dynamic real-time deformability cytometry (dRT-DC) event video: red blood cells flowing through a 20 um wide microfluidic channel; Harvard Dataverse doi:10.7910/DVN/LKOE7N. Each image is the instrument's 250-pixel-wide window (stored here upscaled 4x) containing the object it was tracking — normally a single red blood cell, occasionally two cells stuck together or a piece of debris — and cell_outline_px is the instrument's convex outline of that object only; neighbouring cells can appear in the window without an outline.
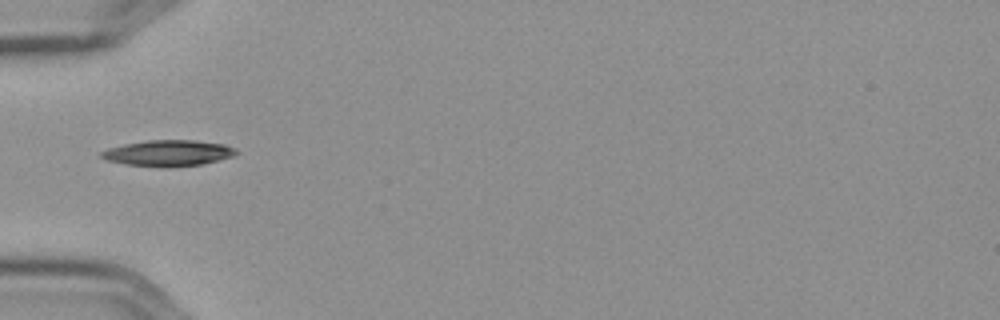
{"species": "Egyptian fruit bat (a non-hibernating species)", "species_latin": "Rousettus aegyptiacus", "temperature_condition": "cold", "stored_images_in_passage": 38, "camera_frame_rate_fps": 3000, "um_per_image_px": 0.085, "frame": {"image": 1, "passage_image": 1, "time_ms": 0.0, "image_size_px": [1000, 320], "cell_outline_px": [[240, 152], [232, 156], [200, 164], [168, 168], [128, 164], [108, 160], [100, 156], [100, 152], [108, 148], [124, 144], [148, 140], [196, 140], [224, 144], [236, 148]], "centroid_in_image_um": [14.32, 13.0], "position_along_channel_um": 70.7, "area_um2": 20.35}}
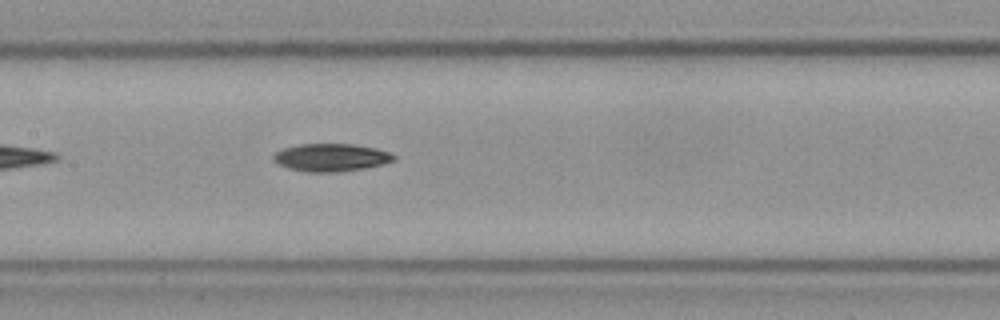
{"frame": {"image": 2, "passage_image": 10, "time_ms": 3.0, "image_size_px": [1000, 320], "cell_outline_px": [[396, 160], [384, 164], [364, 168], [336, 172], [308, 172], [288, 168], [280, 164], [272, 156], [276, 152], [284, 148], [300, 144], [352, 144], [376, 148], [388, 152], [396, 156]], "centroid_in_image_um": [28.18, 13.38], "position_along_channel_um": 179.2, "area_um2": 19.31}}
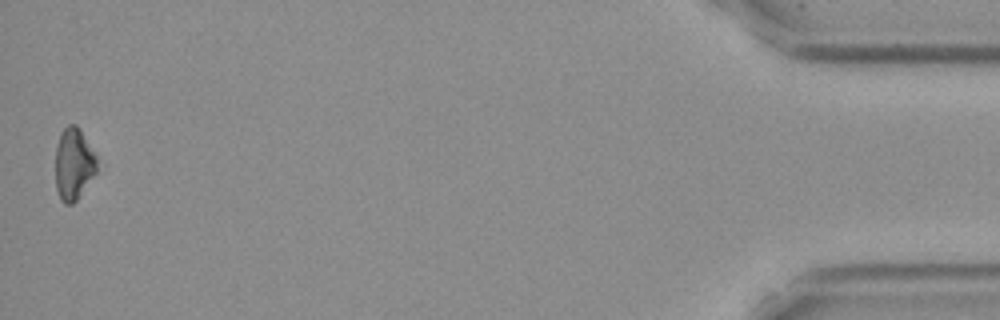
{"frame": {"image": 3, "passage_image": 38, "time_ms": 12.333, "image_size_px": [1000, 320], "cell_outline_px": [[96, 172], [76, 200], [72, 204], [64, 204], [60, 200], [56, 188], [56, 148], [60, 136], [64, 128], [68, 124], [76, 124], [80, 128], [96, 156]], "centroid_in_image_um": [6.25, 13.94], "position_along_channel_um": 429.0, "area_um2": 17.17}, "authors_computed_cell_mechanics": {"area_um2": 18.9006, "velocity_mm_per_s": 3.6018, "shape_relaxation_time_tau1_ms": 4.7846, "shape_relaxation_time_tau2_ms": null, "deformation_change_tau1": 0.1227, "deformation_change_tau2": null}}